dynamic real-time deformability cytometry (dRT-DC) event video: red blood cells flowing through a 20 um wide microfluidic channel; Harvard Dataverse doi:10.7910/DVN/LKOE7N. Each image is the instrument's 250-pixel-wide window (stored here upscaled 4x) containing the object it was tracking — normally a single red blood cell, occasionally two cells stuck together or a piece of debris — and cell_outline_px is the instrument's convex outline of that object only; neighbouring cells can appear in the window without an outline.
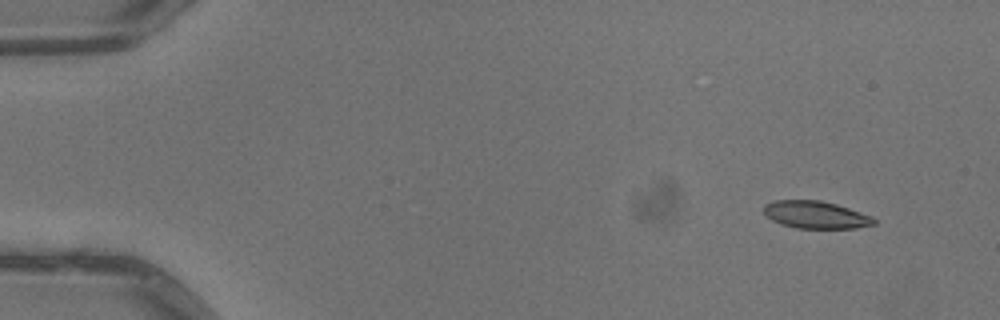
{"species": "common noctule bat (a hibernating species)", "species_latin": "Nyctalus noctula", "temperature_condition": "warm", "stored_images_in_passage": 6, "camera_frame_rate_fps": 3000, "um_per_image_px": 0.085, "animal": {"sex": "male", "body_mass_g": 13.3}, "frame": {"image": 1, "passage_image": 2, "time_ms": 0.333, "image_size_px": [1000, 320], "cell_outline_px": [[876, 224], [856, 228], [796, 228], [780, 224], [772, 220], [764, 212], [764, 204], [776, 200], [820, 200], [836, 204], [872, 216], [876, 220]], "centroid_in_image_um": [69.34, 18.26], "position_along_channel_um": 15.7, "area_um2": 17.57}}
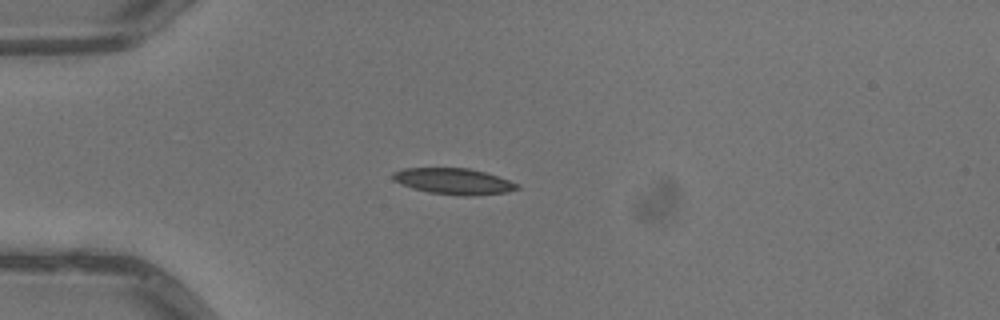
{"frame": {"image": 2, "passage_image": 5, "time_ms": 1.333, "image_size_px": [1000, 320], "cell_outline_px": [[520, 188], [504, 192], [468, 196], [464, 196], [428, 192], [412, 188], [392, 180], [392, 172], [404, 168], [468, 168], [484, 172], [520, 184]], "centroid_in_image_um": [38.52, 15.4], "position_along_channel_um": 46.5, "area_um2": 18.73}}
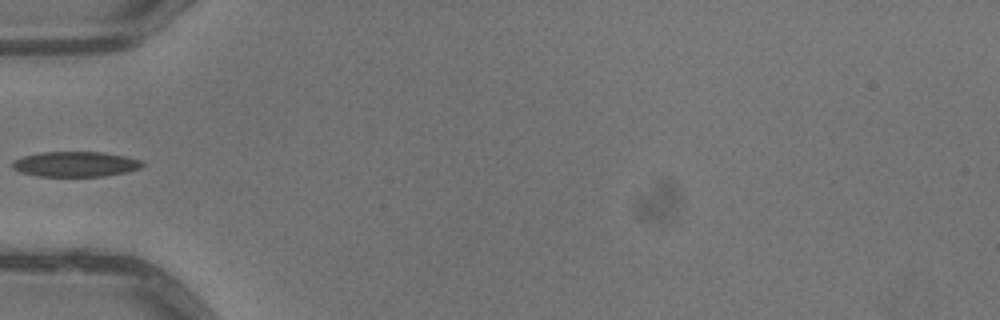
{"frame": {"image": 3, "passage_image": 6, "time_ms": 1.667, "image_size_px": [1000, 320], "cell_outline_px": [[144, 164], [140, 168], [124, 172], [104, 176], [36, 176], [20, 172], [12, 168], [12, 164], [16, 160], [24, 156], [40, 152], [100, 152], [124, 156], [140, 160]], "centroid_in_image_um": [6.39, 13.95], "position_along_channel_um": 78.6, "area_um2": 18.84}}